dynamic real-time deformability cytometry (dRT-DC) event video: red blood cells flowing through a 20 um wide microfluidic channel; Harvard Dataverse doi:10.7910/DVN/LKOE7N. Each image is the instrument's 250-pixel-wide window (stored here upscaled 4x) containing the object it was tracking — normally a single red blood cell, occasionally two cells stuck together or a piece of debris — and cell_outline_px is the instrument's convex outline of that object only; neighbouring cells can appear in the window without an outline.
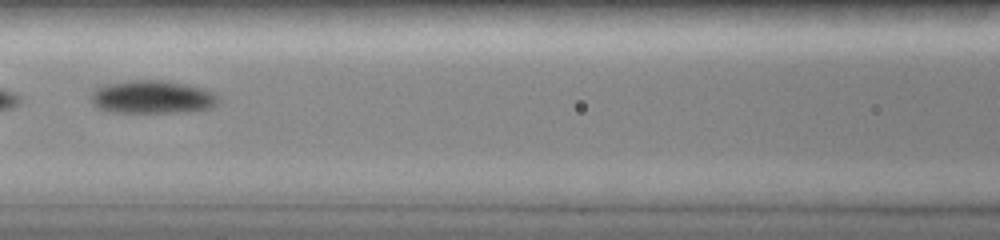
{"species": "common noctule bat (a hibernating species)", "species_latin": "Nyctalus noctula", "temperature_condition": "room temperature", "stored_images_in_passage": 5, "camera_frame_rate_fps": 3000, "um_per_image_px": 0.085, "animal": {"sex": "female", "body_mass_g": 19.0, "forearm_length_mm": 51.5}, "frame": {"image": 1, "passage_image": 4, "time_ms": 3.667, "image_size_px": [1000, 240], "cell_outline_px": [[220, 100], [212, 108], [176, 112], [112, 112], [96, 108], [92, 100], [92, 88], [96, 84], [128, 80], [168, 80], [188, 84], [204, 88], [216, 92], [220, 96]], "centroid_in_image_um": [12.93, 8.21], "position_along_channel_um": 153.7, "area_um2": 25.26}}
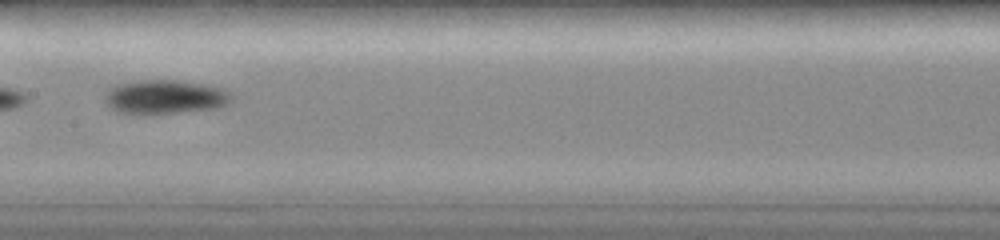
{"frame": {"image": 2, "passage_image": 5, "time_ms": 4.667, "image_size_px": [1000, 240], "cell_outline_px": [[236, 96], [228, 104], [216, 108], [144, 116], [120, 112], [112, 108], [104, 100], [104, 96], [108, 88], [112, 84], [140, 80], [176, 80], [204, 84], [224, 88]], "centroid_in_image_um": [14.02, 8.24], "position_along_channel_um": 193.4, "area_um2": 25.84}}